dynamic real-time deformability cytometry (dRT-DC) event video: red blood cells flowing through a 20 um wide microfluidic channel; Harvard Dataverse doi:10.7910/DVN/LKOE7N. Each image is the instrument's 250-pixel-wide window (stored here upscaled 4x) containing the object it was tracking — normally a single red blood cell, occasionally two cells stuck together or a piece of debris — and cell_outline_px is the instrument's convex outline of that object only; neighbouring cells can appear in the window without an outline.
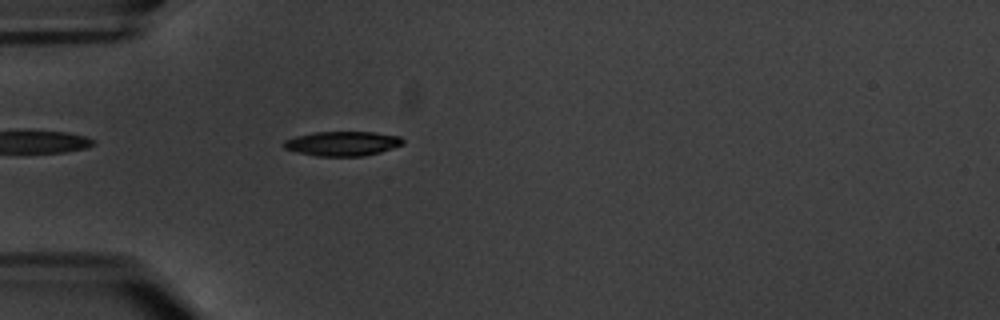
{"species": "common noctule bat (a hibernating species)", "species_latin": "Nyctalus noctula", "temperature_condition": "warm", "stored_images_in_passage": 4, "camera_frame_rate_fps": 3000, "um_per_image_px": 0.085, "animal": {"sex": "male", "body_mass_g": 20.1, "forearm_length_mm": 53.5}, "frame": {"image": 1, "passage_image": 4, "time_ms": 4.333, "image_size_px": [1000, 320], "cell_outline_px": [[404, 144], [380, 152], [364, 156], [316, 156], [296, 152], [284, 148], [284, 140], [296, 136], [312, 132], [372, 132], [400, 136], [404, 140]], "centroid_in_image_um": [29.11, 12.2], "position_along_channel_um": 55.9, "area_um2": 17.05}}